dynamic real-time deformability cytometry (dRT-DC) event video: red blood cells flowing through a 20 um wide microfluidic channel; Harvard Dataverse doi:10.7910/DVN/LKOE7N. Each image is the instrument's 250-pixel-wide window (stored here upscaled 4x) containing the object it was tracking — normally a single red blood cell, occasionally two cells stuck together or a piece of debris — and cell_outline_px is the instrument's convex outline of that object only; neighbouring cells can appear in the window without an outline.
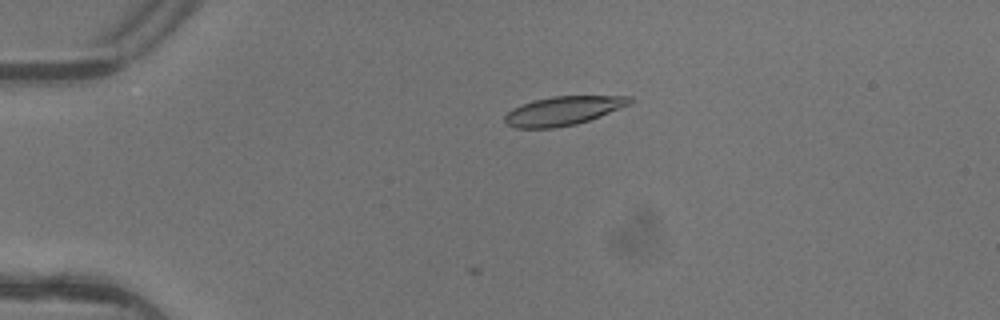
{"species": "common noctule bat (a hibernating species)", "species_latin": "Nyctalus noctula", "temperature_condition": "warm", "stored_images_in_passage": 5, "camera_frame_rate_fps": 3000, "um_per_image_px": 0.085, "animal": {"sex": "female"}, "frame": {"image": 1, "passage_image": 4, "time_ms": 1.0, "image_size_px": [1000, 320], "cell_outline_px": [[632, 104], [600, 116], [576, 124], [556, 128], [516, 128], [508, 124], [504, 120], [504, 116], [512, 108], [532, 100], [552, 96], [632, 96]], "centroid_in_image_um": [47.87, 9.41], "position_along_channel_um": 37.1, "area_um2": 21.1}}